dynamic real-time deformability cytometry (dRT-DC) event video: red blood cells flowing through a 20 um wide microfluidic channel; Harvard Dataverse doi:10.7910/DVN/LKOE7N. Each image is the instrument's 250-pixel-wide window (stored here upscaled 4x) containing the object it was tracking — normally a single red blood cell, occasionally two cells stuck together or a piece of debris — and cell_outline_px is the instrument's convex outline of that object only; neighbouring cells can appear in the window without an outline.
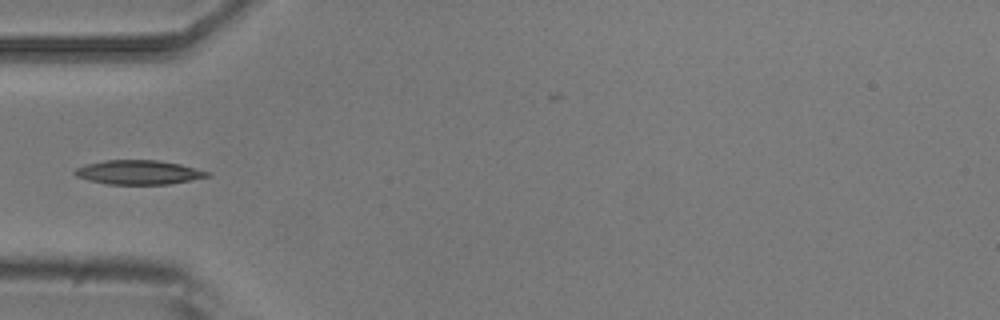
{"species": "common noctule bat (a hibernating species)", "species_latin": "Nyctalus noctula", "temperature_condition": "room temperature", "stored_images_in_passage": 6, "camera_frame_rate_fps": 3000, "um_per_image_px": 0.085, "animal": {"sex": "male", "body_mass_g": 20.5, "forearm_length_mm": 52.5}, "frame": {"image": 1, "passage_image": 5, "time_ms": 5.667, "image_size_px": [1000, 320], "cell_outline_px": [[212, 176], [192, 180], [168, 184], [108, 184], [88, 180], [76, 176], [72, 172], [76, 168], [84, 164], [104, 160], [156, 160], [180, 164], [212, 172]], "centroid_in_image_um": [11.79, 14.64], "position_along_channel_um": 73.2, "area_um2": 18.84}}